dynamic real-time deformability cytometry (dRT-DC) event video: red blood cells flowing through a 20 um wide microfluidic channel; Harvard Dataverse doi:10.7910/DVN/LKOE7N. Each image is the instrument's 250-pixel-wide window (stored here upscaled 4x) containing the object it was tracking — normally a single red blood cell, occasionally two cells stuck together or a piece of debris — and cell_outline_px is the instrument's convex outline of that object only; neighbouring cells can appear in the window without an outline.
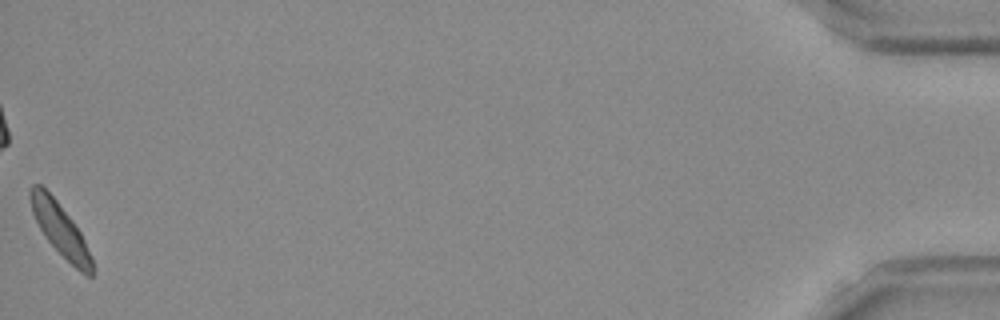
{"species": "Egyptian fruit bat (a non-hibernating species)", "species_latin": "Rousettus aegyptiacus", "temperature_condition": "room temperature", "stored_images_in_passage": 51, "camera_frame_rate_fps": 3000, "um_per_image_px": 0.085, "frame": {"image": 1, "passage_image": 51, "time_ms": 16.667, "image_size_px": [1000, 320], "cell_outline_px": [[92, 276], [88, 276], [80, 272], [44, 236], [32, 212], [28, 196], [28, 192], [32, 184], [40, 184], [56, 200], [72, 220], [80, 232], [92, 256]], "centroid_in_image_um": [5.09, 19.46], "position_along_channel_um": 430.1, "area_um2": 18.44}, "authors_computed_cell_mechanics": {"area_um2": 18.9584, "velocity_mm_per_s": 3.7811, "shape_relaxation_time_tau1_ms": 1.7439, "shape_relaxation_time_tau2_ms": 0.8507, "deformation_change_tau1": 0.091, "deformation_change_tau2": 0.0597}}